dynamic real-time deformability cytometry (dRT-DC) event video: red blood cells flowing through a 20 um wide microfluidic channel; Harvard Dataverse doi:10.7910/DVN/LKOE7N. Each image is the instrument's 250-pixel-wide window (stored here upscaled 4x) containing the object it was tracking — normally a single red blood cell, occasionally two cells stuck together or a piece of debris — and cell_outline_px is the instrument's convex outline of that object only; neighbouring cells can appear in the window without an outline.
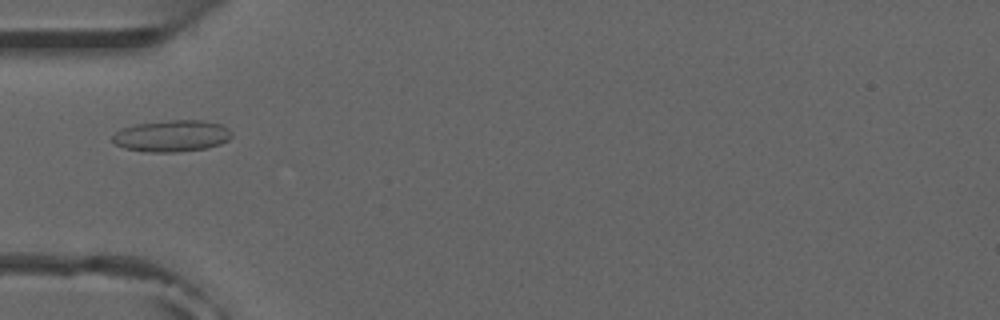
{"species": "common noctule bat (a hibernating species)", "species_latin": "Nyctalus noctula", "temperature_condition": "room temperature", "stored_images_in_passage": 4, "camera_frame_rate_fps": 3000, "um_per_image_px": 0.085, "animal": {"sex": "male", "forearm_length_mm": 52.5}, "frame": {"image": 1, "passage_image": 3, "time_ms": 2.333, "image_size_px": [1000, 320], "cell_outline_px": [[232, 136], [228, 140], [220, 144], [204, 148], [176, 152], [144, 152], [124, 148], [116, 144], [112, 140], [112, 136], [120, 128], [136, 124], [168, 120], [204, 120], [220, 124], [228, 128], [232, 132]], "centroid_in_image_um": [14.59, 11.55], "position_along_channel_um": 70.4, "area_um2": 22.02}}
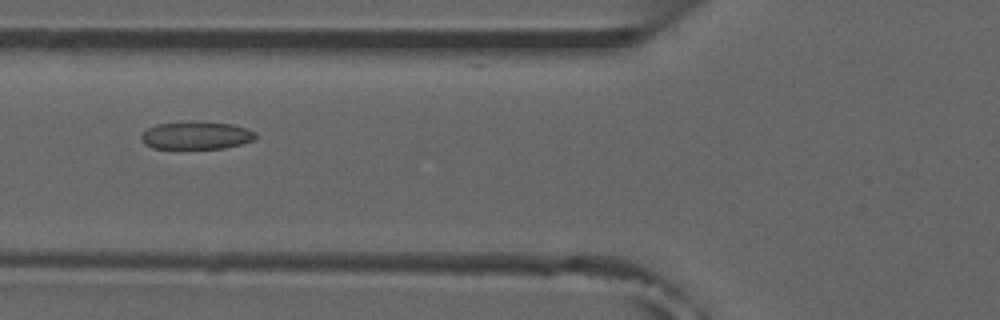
{"frame": {"image": 2, "passage_image": 4, "time_ms": 3.333, "image_size_px": [1000, 320], "cell_outline_px": [[256, 140], [224, 148], [152, 148], [144, 144], [140, 136], [148, 128], [156, 124], [192, 120], [232, 124], [256, 132]], "centroid_in_image_um": [16.68, 11.49], "position_along_channel_um": 109.1, "area_um2": 18.67}}